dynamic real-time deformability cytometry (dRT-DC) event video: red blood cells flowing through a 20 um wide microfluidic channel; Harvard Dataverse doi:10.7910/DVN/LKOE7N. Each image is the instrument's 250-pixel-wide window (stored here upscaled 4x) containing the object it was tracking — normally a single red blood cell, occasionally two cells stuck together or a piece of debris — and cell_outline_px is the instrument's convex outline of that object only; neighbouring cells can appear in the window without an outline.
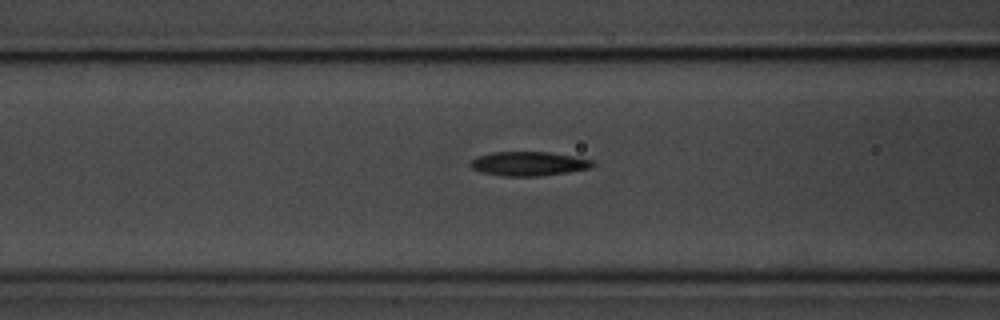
{"species": "common noctule bat (a hibernating species)", "species_latin": "Nyctalus noctula", "temperature_condition": "room temperature", "stored_images_in_passage": 13, "camera_frame_rate_fps": 3000, "um_per_image_px": 0.085, "animal": {"sex": "male", "body_mass_g": 20.1, "forearm_length_mm": 53.5}, "frame": {"image": 1, "passage_image": 11, "time_ms": 3.333, "image_size_px": [1000, 320], "cell_outline_px": [[596, 164], [592, 168], [568, 172], [540, 176], [500, 176], [480, 172], [472, 168], [468, 164], [476, 156], [492, 152], [548, 152], [572, 156], [592, 160]], "centroid_in_image_um": [44.91, 13.92], "position_along_channel_um": 121.7, "area_um2": 17.34}}